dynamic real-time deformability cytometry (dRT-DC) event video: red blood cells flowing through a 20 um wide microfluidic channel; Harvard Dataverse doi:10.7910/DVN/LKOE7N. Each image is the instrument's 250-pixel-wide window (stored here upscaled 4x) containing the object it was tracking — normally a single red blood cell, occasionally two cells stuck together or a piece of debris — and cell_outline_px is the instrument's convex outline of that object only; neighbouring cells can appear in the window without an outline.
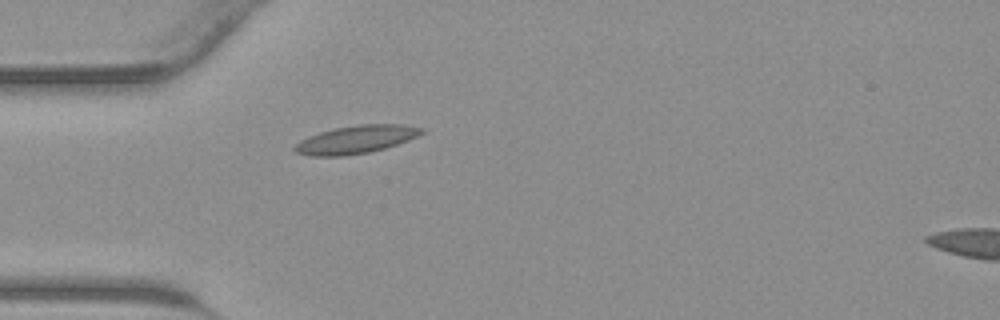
{"species": "common noctule bat (a hibernating species)", "species_latin": "Nyctalus noctula", "temperature_condition": "warm", "stored_images_in_passage": 30, "camera_frame_rate_fps": 3000, "um_per_image_px": 0.085, "animal": {"sex": "male", "body_mass_g": 23.1, "forearm_length_mm": 52.7}, "frame": {"image": 1, "passage_image": 2, "time_ms": 0.333, "image_size_px": [1000, 320], "cell_outline_px": [[424, 132], [408, 140], [384, 148], [368, 152], [344, 156], [308, 156], [296, 152], [292, 148], [300, 140], [308, 136], [320, 132], [336, 128], [360, 124], [404, 124], [424, 128]], "centroid_in_image_um": [30.24, 11.85], "position_along_channel_um": 54.8, "area_um2": 20.58}}
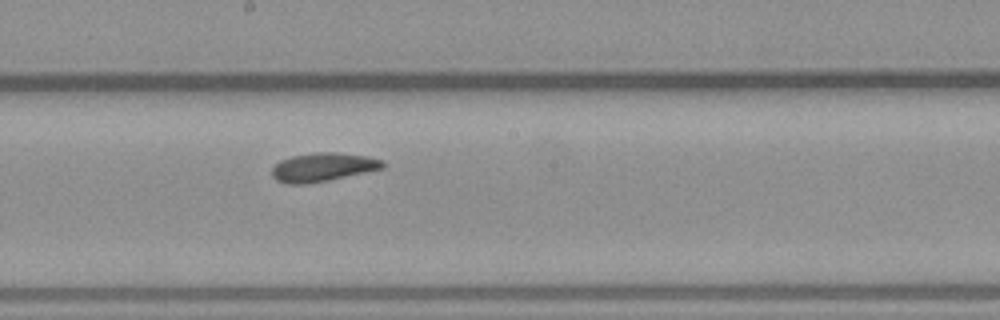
{"frame": {"image": 2, "passage_image": 13, "time_ms": 4.0, "image_size_px": [1000, 320], "cell_outline_px": [[384, 168], [328, 180], [308, 184], [288, 184], [276, 180], [272, 176], [272, 168], [280, 160], [292, 156], [316, 152], [336, 152], [368, 156], [384, 160]], "centroid_in_image_um": [27.44, 14.2], "position_along_channel_um": 220.8, "area_um2": 18.5}}
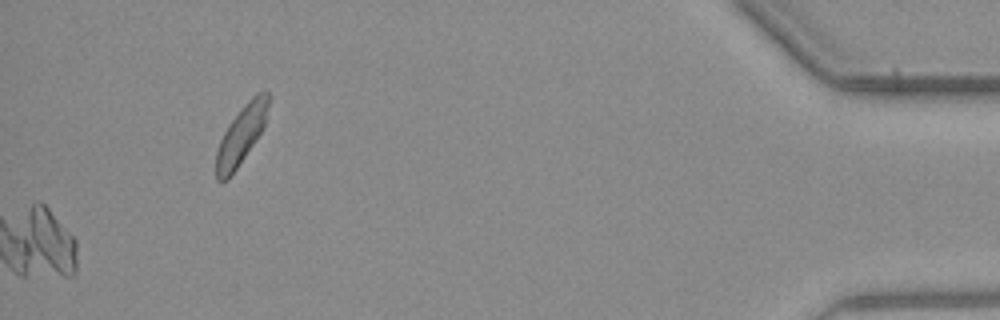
{"frame": {"image": 3, "passage_image": 30, "time_ms": 9.667, "image_size_px": [1000, 320], "cell_outline_px": [[268, 104], [264, 128], [228, 180], [216, 180], [216, 152], [220, 140], [228, 124], [244, 104], [256, 92], [268, 92]], "centroid_in_image_um": [20.49, 11.47], "position_along_channel_um": 414.7, "area_um2": 17.51}}